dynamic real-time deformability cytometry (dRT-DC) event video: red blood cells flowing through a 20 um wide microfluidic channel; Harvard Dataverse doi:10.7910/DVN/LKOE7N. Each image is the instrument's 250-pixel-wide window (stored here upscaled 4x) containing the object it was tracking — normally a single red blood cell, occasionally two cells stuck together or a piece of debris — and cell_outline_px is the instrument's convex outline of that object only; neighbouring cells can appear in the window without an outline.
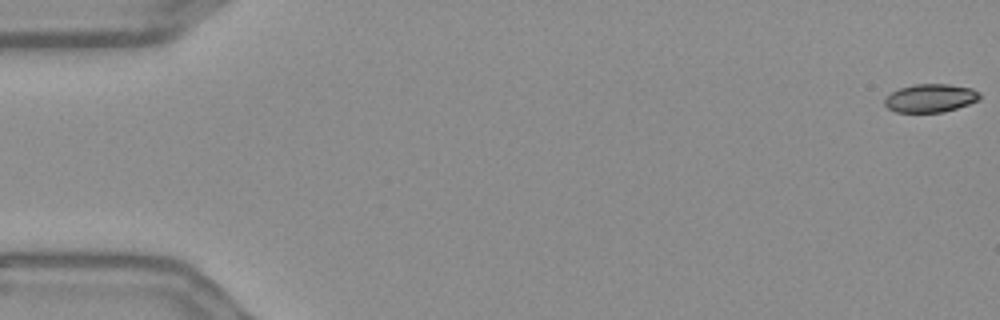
{"species": "Egyptian fruit bat (a non-hibernating species)", "species_latin": "Rousettus aegyptiacus", "temperature_condition": "warm", "stored_images_in_passage": 57, "camera_frame_rate_fps": 3000, "um_per_image_px": 0.085, "frame": {"image": 1, "passage_image": 1, "time_ms": 0.0, "image_size_px": [1000, 320], "cell_outline_px": [[980, 100], [944, 112], [896, 112], [888, 108], [884, 104], [884, 100], [892, 92], [900, 88], [916, 84], [948, 84], [972, 88], [980, 92]], "centroid_in_image_um": [79.11, 8.34], "position_along_channel_um": 5.9, "area_um2": 15.61}}
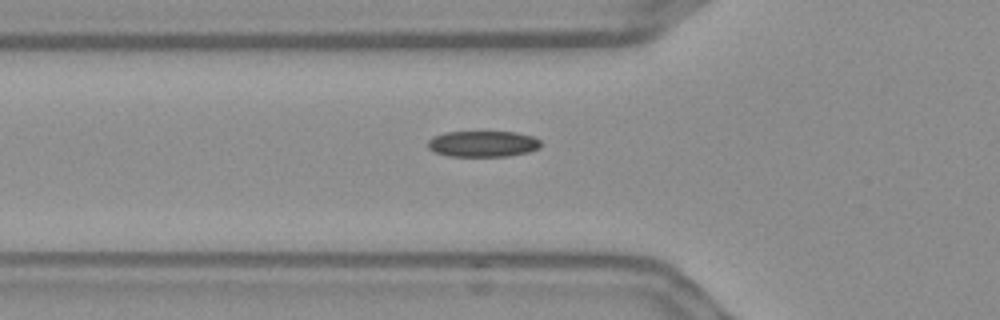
{"frame": {"image": 2, "passage_image": 20, "time_ms": 6.333, "image_size_px": [1000, 320], "cell_outline_px": [[540, 148], [528, 152], [508, 156], [448, 156], [436, 152], [428, 148], [428, 140], [432, 136], [444, 132], [516, 132], [532, 136], [540, 140]], "centroid_in_image_um": [41.03, 12.22], "position_along_channel_um": 84.8, "area_um2": 17.17}}
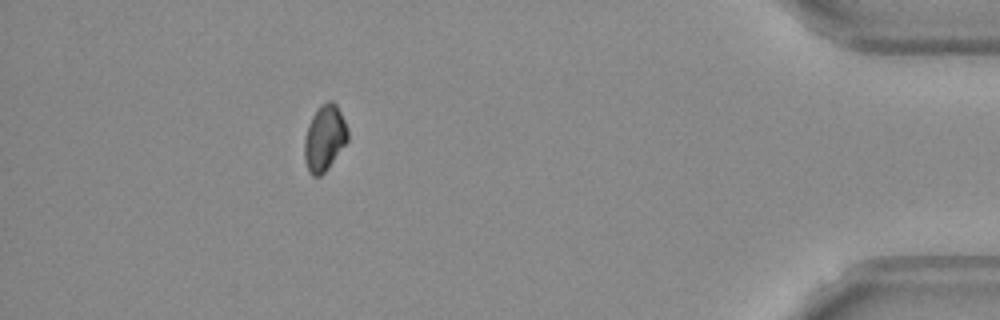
{"frame": {"image": 3, "passage_image": 51, "time_ms": 16.667, "image_size_px": [1000, 320], "cell_outline_px": [[348, 140], [328, 168], [320, 176], [312, 176], [308, 172], [304, 160], [304, 136], [308, 124], [316, 108], [320, 104], [328, 100], [332, 100], [336, 104], [348, 128]], "centroid_in_image_um": [27.56, 11.72], "position_along_channel_um": 407.6, "area_um2": 16.88}}